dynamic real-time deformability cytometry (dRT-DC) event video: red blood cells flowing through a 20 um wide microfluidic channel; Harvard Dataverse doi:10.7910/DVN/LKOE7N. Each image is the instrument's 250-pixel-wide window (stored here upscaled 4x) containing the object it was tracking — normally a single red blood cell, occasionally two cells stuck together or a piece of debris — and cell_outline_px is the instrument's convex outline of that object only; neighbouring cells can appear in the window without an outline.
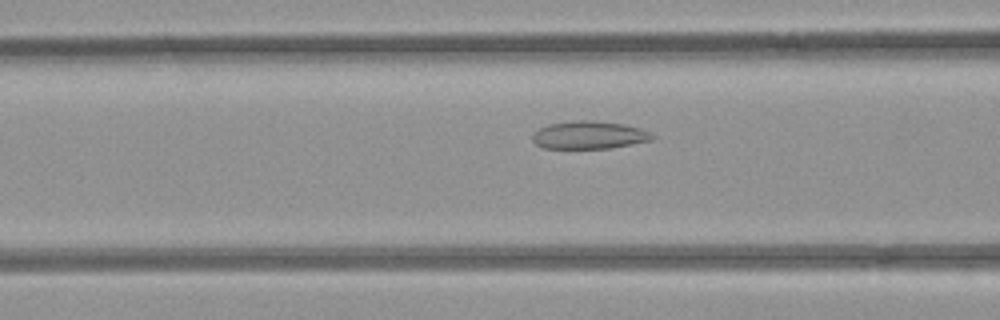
{"species": "common noctule bat (a hibernating species)", "species_latin": "Nyctalus noctula", "temperature_condition": "room temperature", "stored_images_in_passage": 23, "camera_frame_rate_fps": 3000, "um_per_image_px": 0.085, "animal": {"sex": "female", "body_mass_g": 21.9}, "frame": {"image": 1, "passage_image": 8, "time_ms": 2.333, "image_size_px": [1000, 320], "cell_outline_px": [[656, 136], [652, 140], [608, 148], [544, 148], [536, 144], [532, 140], [532, 132], [548, 124], [576, 120], [592, 120], [624, 124], [640, 128]], "centroid_in_image_um": [50.04, 11.47], "position_along_channel_um": 116.6, "area_um2": 19.36}}
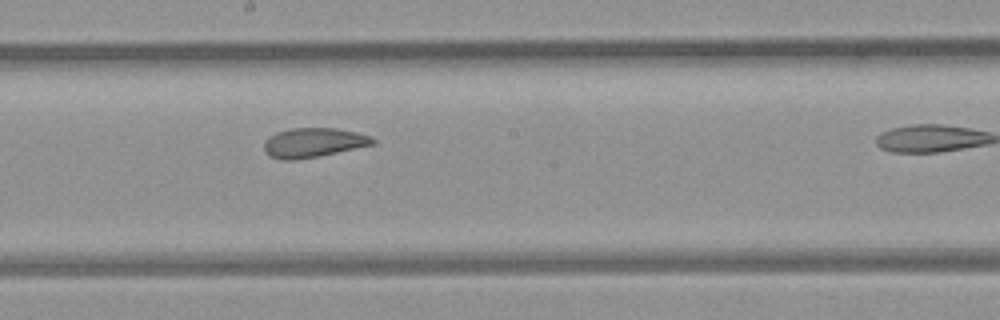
{"frame": {"image": 2, "passage_image": 16, "time_ms": 5.0, "image_size_px": [1000, 320], "cell_outline_px": [[376, 144], [296, 160], [280, 160], [268, 156], [264, 152], [264, 140], [268, 136], [276, 132], [288, 128], [336, 128], [356, 132], [372, 136], [376, 140]], "centroid_in_image_um": [26.6, 12.12], "position_along_channel_um": 221.6, "area_um2": 18.84}}
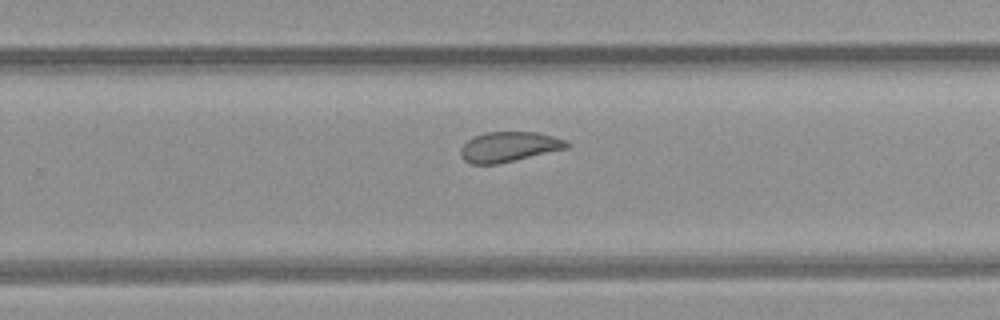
{"frame": {"image": 3, "passage_image": 21, "time_ms": 6.667, "image_size_px": [1000, 320], "cell_outline_px": [[572, 144], [568, 148], [496, 164], [472, 164], [464, 160], [460, 156], [460, 148], [468, 140], [484, 132], [540, 132], [568, 140]], "centroid_in_image_um": [43.3, 12.47], "position_along_channel_um": 286.5, "area_um2": 18.67}}